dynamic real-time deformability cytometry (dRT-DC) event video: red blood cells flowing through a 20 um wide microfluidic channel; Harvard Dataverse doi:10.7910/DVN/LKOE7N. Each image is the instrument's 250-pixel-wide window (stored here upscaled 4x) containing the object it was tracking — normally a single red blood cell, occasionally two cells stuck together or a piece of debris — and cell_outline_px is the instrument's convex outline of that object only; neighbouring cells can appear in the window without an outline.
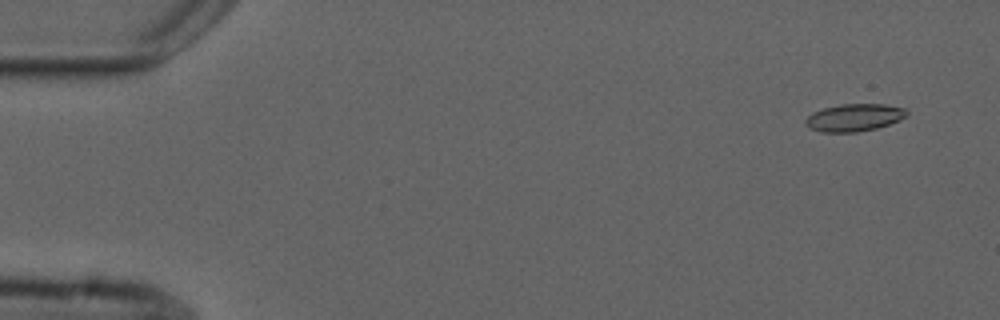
{"species": "common noctule bat (a hibernating species)", "species_latin": "Nyctalus noctula", "temperature_condition": "cold", "stored_images_in_passage": 6, "camera_frame_rate_fps": 3000, "um_per_image_px": 0.085, "animal": {"sex": "male", "forearm_length_mm": 52.5}, "frame": {"image": 1, "passage_image": 1, "time_ms": 0.0, "image_size_px": [1000, 320], "cell_outline_px": [[908, 116], [900, 120], [876, 128], [856, 132], [820, 132], [808, 128], [804, 124], [804, 120], [812, 112], [824, 108], [840, 104], [884, 104], [904, 108], [908, 112]], "centroid_in_image_um": [72.58, 9.99], "position_along_channel_um": 12.4, "area_um2": 16.3}}
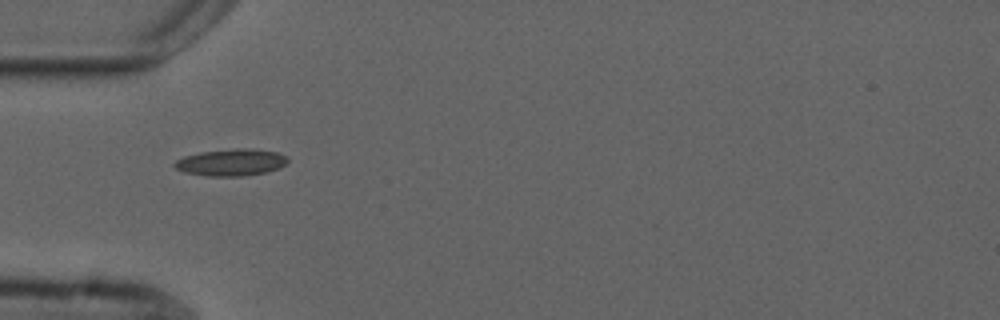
{"frame": {"image": 2, "passage_image": 5, "time_ms": 4.667, "image_size_px": [1000, 320], "cell_outline_px": [[288, 160], [280, 168], [268, 172], [244, 176], [208, 176], [184, 172], [176, 168], [172, 164], [176, 160], [184, 156], [200, 152], [236, 148], [244, 148], [276, 152], [288, 156]], "centroid_in_image_um": [19.65, 13.81], "position_along_channel_um": 65.4, "area_um2": 17.74}}
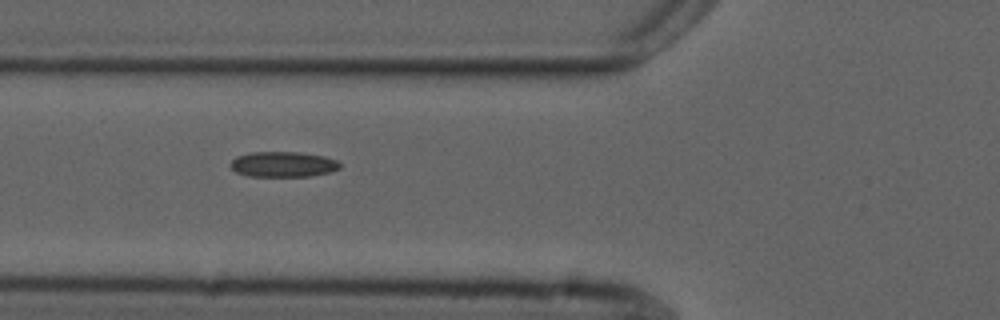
{"frame": {"image": 3, "passage_image": 6, "time_ms": 5.667, "image_size_px": [1000, 320], "cell_outline_px": [[340, 168], [328, 172], [308, 176], [248, 176], [236, 172], [228, 164], [236, 156], [252, 152], [300, 152], [324, 156], [336, 160], [340, 164]], "centroid_in_image_um": [24.02, 13.96], "position_along_channel_um": 101.8, "area_um2": 16.13}}